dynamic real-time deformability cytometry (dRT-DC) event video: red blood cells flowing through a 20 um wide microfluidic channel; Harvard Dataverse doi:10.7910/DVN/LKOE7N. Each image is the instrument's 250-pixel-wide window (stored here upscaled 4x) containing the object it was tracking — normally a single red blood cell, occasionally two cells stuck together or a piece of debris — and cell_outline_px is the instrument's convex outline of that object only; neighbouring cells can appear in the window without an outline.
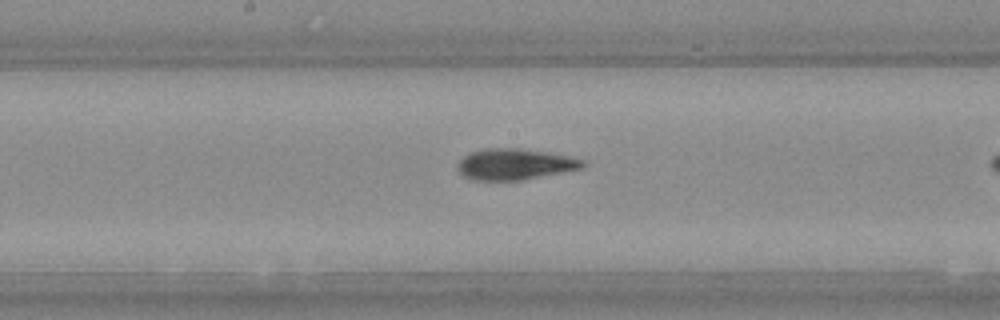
{"species": "Egyptian fruit bat (a non-hibernating species)", "species_latin": "Rousettus aegyptiacus", "temperature_condition": "warm", "stored_images_in_passage": 10, "camera_frame_rate_fps": 3000, "um_per_image_px": 0.085, "animal": {"sex": "female"}, "frame": {"image": 1, "passage_image": 9, "time_ms": 2.667, "image_size_px": [1000, 320], "cell_outline_px": [[588, 164], [580, 168], [524, 180], [472, 180], [464, 176], [456, 168], [456, 164], [464, 156], [472, 152], [484, 148], [516, 148], [548, 152], [568, 156], [584, 160]], "centroid_in_image_um": [43.74, 13.96], "position_along_channel_um": 204.5, "area_um2": 22.6}}